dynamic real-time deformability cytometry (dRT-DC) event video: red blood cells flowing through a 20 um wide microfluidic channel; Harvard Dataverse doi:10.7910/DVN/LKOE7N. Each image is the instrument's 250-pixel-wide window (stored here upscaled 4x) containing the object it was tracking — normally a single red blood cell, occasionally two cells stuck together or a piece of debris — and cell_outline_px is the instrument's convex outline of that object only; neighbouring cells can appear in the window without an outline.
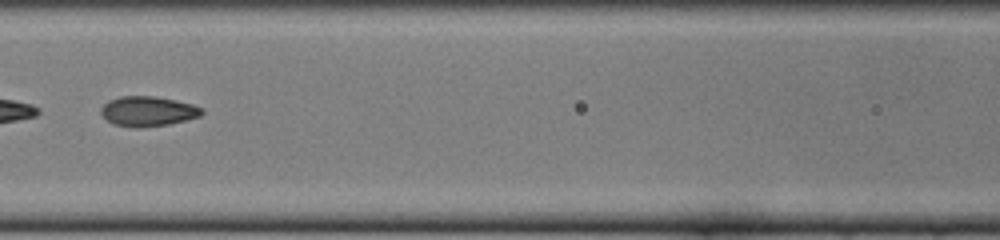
{"species": "common noctule bat (a hibernating species)", "species_latin": "Nyctalus noctula", "temperature_condition": "cold", "stored_images_in_passage": 36, "camera_frame_rate_fps": 3000, "um_per_image_px": 0.085, "animal": {"sex": "female", "body_mass_g": 22.0, "forearm_length_mm": 56.7}, "frame": {"image": 1, "passage_image": 21, "time_ms": 6.667, "image_size_px": [1000, 240], "cell_outline_px": [[204, 112], [200, 116], [188, 120], [168, 124], [136, 128], [132, 128], [112, 124], [100, 112], [100, 108], [108, 100], [120, 96], [156, 96], [192, 104], [204, 108]], "centroid_in_image_um": [12.57, 9.46], "position_along_channel_um": 154.0, "area_um2": 17.74}}